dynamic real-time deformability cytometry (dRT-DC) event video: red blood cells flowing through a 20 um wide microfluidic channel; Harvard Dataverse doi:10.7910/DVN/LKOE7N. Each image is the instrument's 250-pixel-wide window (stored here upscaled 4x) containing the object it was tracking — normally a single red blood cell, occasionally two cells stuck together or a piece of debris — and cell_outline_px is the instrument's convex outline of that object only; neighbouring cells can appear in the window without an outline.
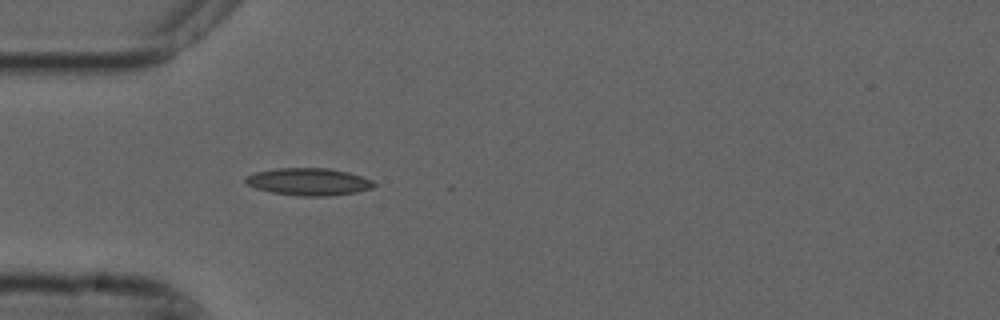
{"species": "common noctule bat (a hibernating species)", "species_latin": "Nyctalus noctula", "temperature_condition": "cold", "stored_images_in_passage": 1, "camera_frame_rate_fps": 3000, "um_per_image_px": 0.085, "animal": {"sex": "male", "forearm_length_mm": 52.5}, "frame": {"image": 1, "passage_image": 1, "time_ms": 0.0, "image_size_px": [1000, 320], "cell_outline_px": [[376, 184], [372, 188], [356, 192], [332, 196], [300, 196], [272, 192], [256, 188], [248, 184], [244, 180], [244, 176], [256, 172], [276, 168], [328, 168], [348, 172], [372, 180]], "centroid_in_image_um": [26.23, 15.45], "position_along_channel_um": 58.8, "area_um2": 20.4}}